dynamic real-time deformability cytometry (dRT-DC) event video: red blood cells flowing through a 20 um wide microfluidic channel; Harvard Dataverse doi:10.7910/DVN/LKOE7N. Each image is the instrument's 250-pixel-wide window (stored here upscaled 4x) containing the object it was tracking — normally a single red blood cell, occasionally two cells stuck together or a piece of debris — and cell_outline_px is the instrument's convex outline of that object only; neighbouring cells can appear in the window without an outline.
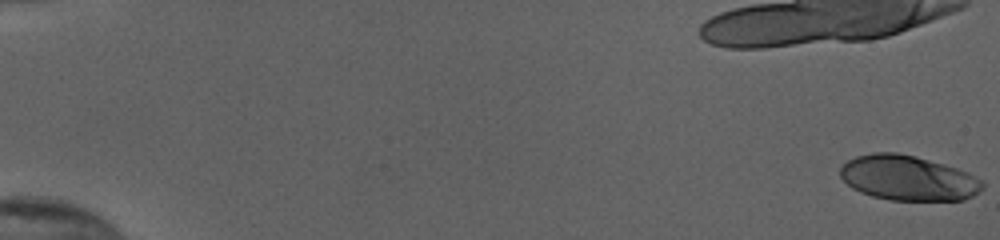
{"species": "human", "species_latin": "Homo sapiens", "temperature_condition": "cold", "stored_images_in_passage": 55, "camera_frame_rate_fps": 3000, "um_per_image_px": 0.085, "donor": {"sex": "female"}, "frame": {"image": 1, "passage_image": 1, "time_ms": 0.0, "image_size_px": [1000, 240], "cell_outline_px": [[984, 188], [980, 192], [964, 200], [888, 200], [872, 196], [860, 192], [852, 188], [840, 176], [840, 168], [848, 160], [856, 156], [872, 152], [896, 152], [916, 156], [944, 164], [968, 172], [984, 180]], "centroid_in_image_um": [77.21, 15.13], "position_along_channel_um": 7.8, "area_um2": 37.57}}
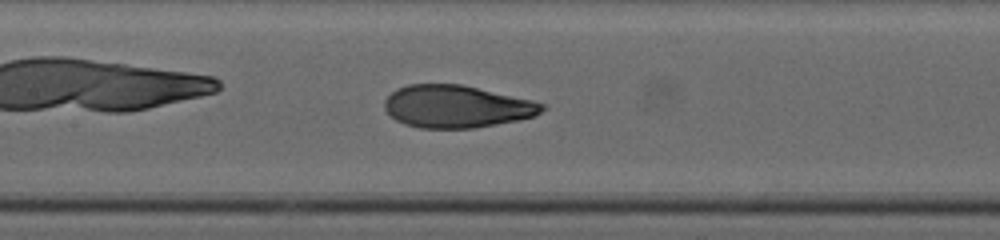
{"frame": {"image": 2, "passage_image": 29, "time_ms": 9.333, "image_size_px": [1000, 240], "cell_outline_px": [[548, 108], [536, 116], [496, 124], [472, 128], [420, 128], [404, 124], [396, 120], [384, 108], [384, 100], [396, 88], [408, 84], [460, 84], [532, 100], [544, 104]], "centroid_in_image_um": [38.81, 9.05], "position_along_channel_um": 168.6, "area_um2": 38.9}}
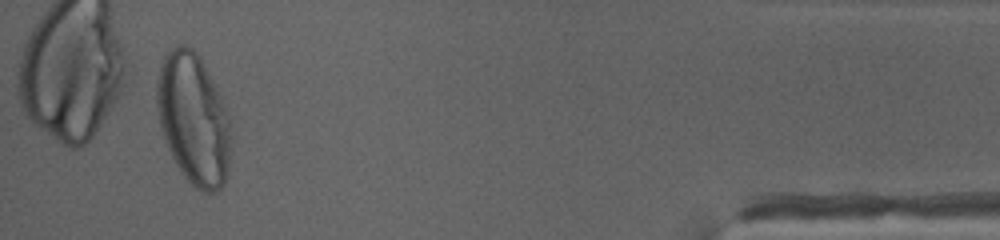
{"frame": {"image": 3, "passage_image": 53, "time_ms": 17.333, "image_size_px": [1000, 240], "cell_outline_px": [[232, 140], [228, 172], [224, 184], [216, 192], [204, 192], [196, 188], [184, 176], [176, 164], [164, 140], [160, 128], [156, 104], [156, 80], [160, 60], [176, 44], [184, 44], [192, 48], [200, 56], [224, 104], [228, 120]], "centroid_in_image_um": [16.42, 10.11], "position_along_channel_um": 418.8, "area_um2": 57.05}, "authors_computed_cell_mechanics": {"area_um2": 39.1306, "velocity_mm_per_s": 3.8677, "shape_relaxation_time_tau1_ms": 4.8923, "shape_relaxation_time_tau2_ms": null, "deformation_change_tau1": 0.2138, "deformation_change_tau2": null}}